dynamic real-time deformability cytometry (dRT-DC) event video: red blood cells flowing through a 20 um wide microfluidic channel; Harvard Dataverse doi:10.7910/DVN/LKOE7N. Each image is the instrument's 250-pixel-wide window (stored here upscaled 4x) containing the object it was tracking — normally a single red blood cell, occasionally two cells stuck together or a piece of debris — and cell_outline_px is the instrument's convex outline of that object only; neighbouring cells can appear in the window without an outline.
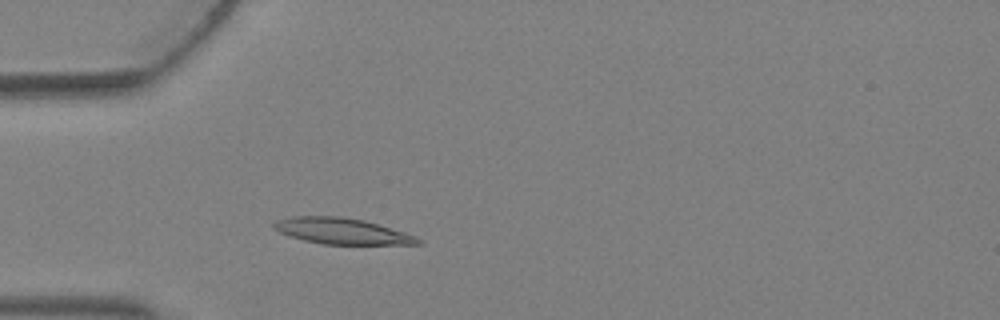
{"species": "Egyptian fruit bat (a non-hibernating species)", "species_latin": "Rousettus aegyptiacus", "temperature_condition": "warm", "stored_images_in_passage": 2, "camera_frame_rate_fps": 3000, "um_per_image_px": 0.085, "animal": {"sex": "female"}, "frame": {"image": 1, "passage_image": 2, "time_ms": 0.333, "image_size_px": [1000, 320], "cell_outline_px": [[424, 244], [320, 244], [304, 240], [280, 232], [272, 228], [272, 224], [276, 220], [292, 216], [340, 216], [364, 220], [404, 232], [416, 236], [424, 240]], "centroid_in_image_um": [29.07, 19.64], "position_along_channel_um": 55.9, "area_um2": 21.85}}